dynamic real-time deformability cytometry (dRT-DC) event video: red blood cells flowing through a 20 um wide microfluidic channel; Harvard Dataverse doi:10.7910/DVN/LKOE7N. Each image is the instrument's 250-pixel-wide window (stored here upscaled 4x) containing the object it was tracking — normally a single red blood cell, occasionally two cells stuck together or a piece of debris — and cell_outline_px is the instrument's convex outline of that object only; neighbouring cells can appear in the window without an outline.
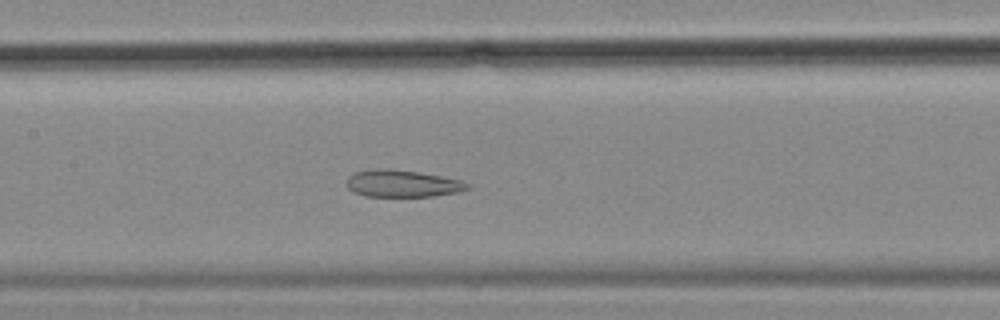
{"species": "common noctule bat (a hibernating species)", "species_latin": "Nyctalus noctula", "temperature_condition": "cold", "stored_images_in_passage": 57, "camera_frame_rate_fps": 3000, "um_per_image_px": 0.085, "animal": {"sex": "female", "body_mass_g": 18.4}, "frame": {"image": 1, "passage_image": 27, "time_ms": 8.667, "image_size_px": [1000, 320], "cell_outline_px": [[468, 188], [456, 192], [432, 196], [364, 196], [352, 192], [348, 188], [348, 176], [356, 172], [376, 168], [388, 168], [416, 172], [440, 176], [460, 180], [468, 184]], "centroid_in_image_um": [34.14, 15.6], "position_along_channel_um": 173.3, "area_um2": 18.73}}
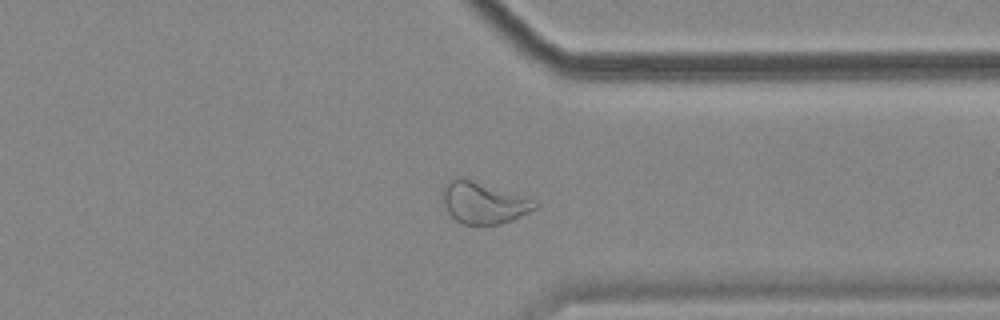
{"frame": {"image": 2, "passage_image": 44, "time_ms": 14.333, "image_size_px": [1000, 320], "cell_outline_px": [[540, 204], [536, 208], [528, 212], [500, 224], [464, 224], [456, 220], [444, 208], [444, 184], [452, 176], [464, 176], [536, 200]], "centroid_in_image_um": [41.08, 17.18], "position_along_channel_um": 370.3, "area_um2": 22.54}}
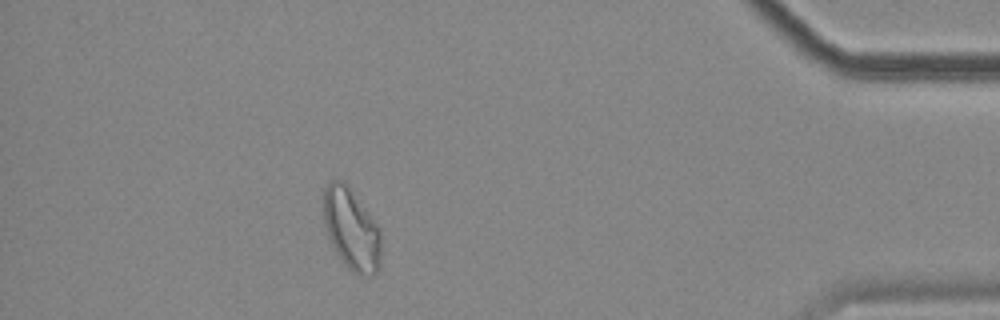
{"frame": {"image": 3, "passage_image": 51, "time_ms": 16.667, "image_size_px": [1000, 320], "cell_outline_px": [[380, 264], [376, 272], [372, 276], [360, 276], [352, 272], [344, 264], [336, 252], [328, 236], [324, 224], [324, 188], [328, 180], [344, 180], [348, 184], [380, 228]], "centroid_in_image_um": [29.87, 19.47], "position_along_channel_um": 405.3, "area_um2": 27.57}, "authors_computed_cell_mechanics": {"area_um2": 26.4724, "velocity_mm_per_s": 3.4981, "shape_relaxation_time_tau1_ms": null, "shape_relaxation_time_tau2_ms": 3.0439, "deformation_change_tau1": null, "deformation_change_tau2": 0.1}}